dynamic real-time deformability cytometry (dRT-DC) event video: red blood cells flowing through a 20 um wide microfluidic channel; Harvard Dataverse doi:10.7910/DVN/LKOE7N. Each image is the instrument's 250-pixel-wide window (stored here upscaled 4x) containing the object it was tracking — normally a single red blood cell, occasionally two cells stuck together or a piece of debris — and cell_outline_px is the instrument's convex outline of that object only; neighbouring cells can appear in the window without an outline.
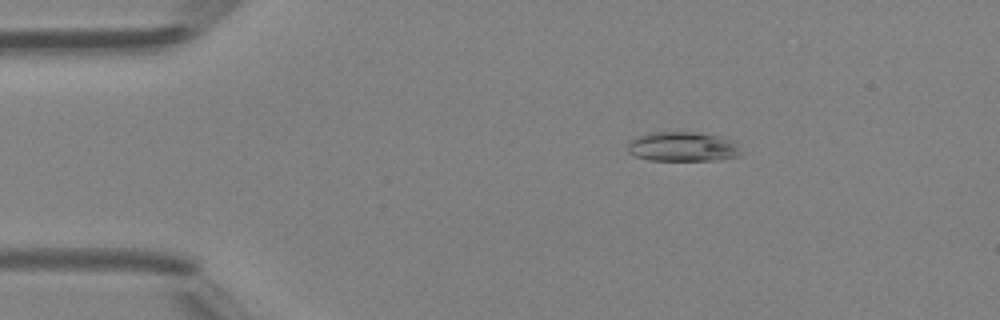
{"species": "Egyptian fruit bat (a non-hibernating species)", "species_latin": "Rousettus aegyptiacus", "temperature_condition": "room temperature", "stored_images_in_passage": 47, "camera_frame_rate_fps": 3000, "um_per_image_px": 0.085, "animal": {"sex": "female"}, "frame": {"image": 1, "passage_image": 9, "time_ms": 2.667, "image_size_px": [1000, 320], "cell_outline_px": [[744, 152], [740, 156], [716, 160], [648, 160], [636, 156], [628, 152], [628, 144], [632, 140], [640, 136], [652, 132], [700, 132], [736, 140]], "centroid_in_image_um": [58.13, 12.47], "position_along_channel_um": 26.9, "area_um2": 19.77}}
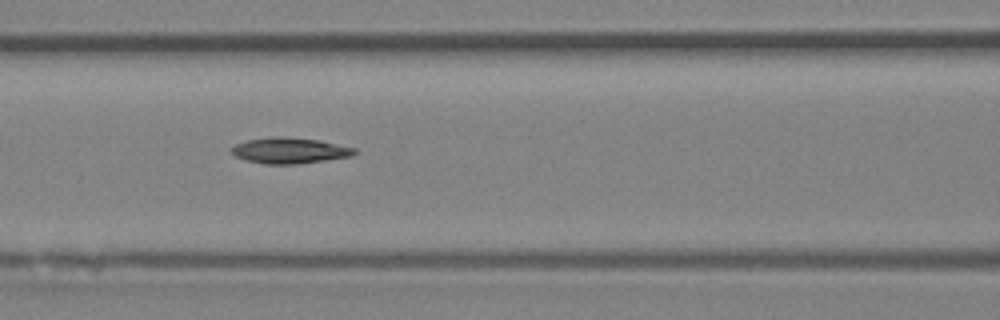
{"frame": {"image": 2, "passage_image": 21, "time_ms": 6.667, "image_size_px": [1000, 320], "cell_outline_px": [[356, 152], [352, 156], [300, 164], [264, 164], [244, 160], [236, 156], [232, 152], [232, 148], [236, 144], [248, 140], [276, 136], [284, 136], [320, 140], [356, 148]], "centroid_in_image_um": [24.65, 12.8], "position_along_channel_um": 142.0, "area_um2": 18.55}}
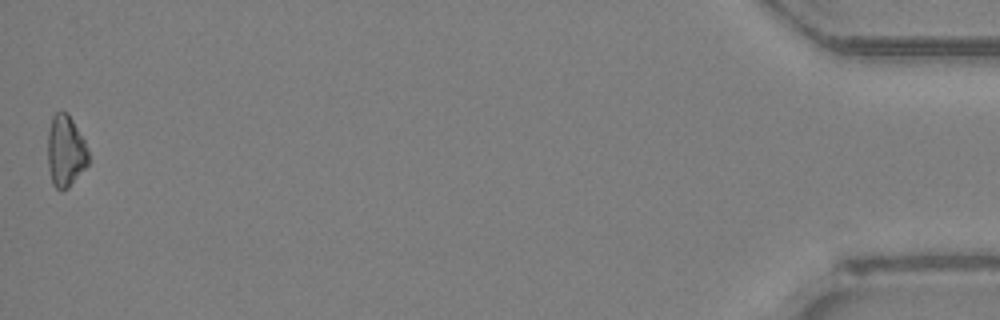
{"frame": {"image": 3, "passage_image": 47, "time_ms": 15.333, "image_size_px": [1000, 320], "cell_outline_px": [[88, 164], [68, 188], [56, 188], [52, 184], [48, 168], [48, 132], [52, 116], [56, 112], [68, 112], [84, 140], [88, 148]], "centroid_in_image_um": [5.57, 12.82], "position_along_channel_um": 429.6, "area_um2": 16.88}}